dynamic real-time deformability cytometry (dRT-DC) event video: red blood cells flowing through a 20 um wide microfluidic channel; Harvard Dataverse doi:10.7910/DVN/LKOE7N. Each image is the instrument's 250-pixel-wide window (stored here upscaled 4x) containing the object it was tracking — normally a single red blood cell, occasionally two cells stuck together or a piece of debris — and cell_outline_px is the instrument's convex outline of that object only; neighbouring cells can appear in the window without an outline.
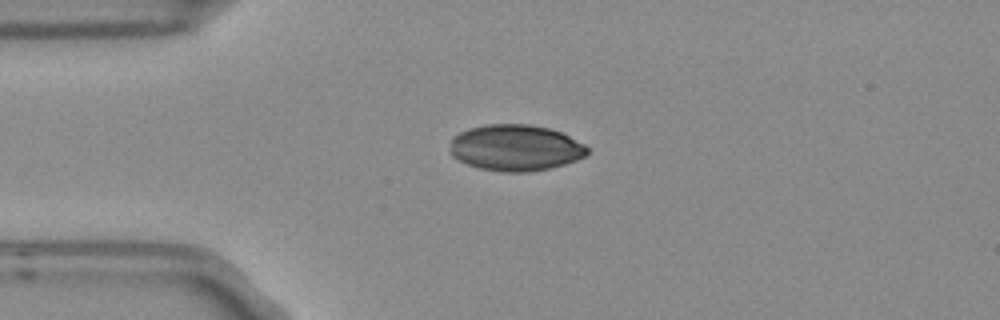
{"species": "Egyptian fruit bat (a non-hibernating species)", "species_latin": "Rousettus aegyptiacus", "temperature_condition": "room temperature", "stored_images_in_passage": 1, "camera_frame_rate_fps": 3000, "um_per_image_px": 0.085, "frame": {"image": 1, "passage_image": 1, "time_ms": 0.0, "image_size_px": [1000, 320], "cell_outline_px": [[588, 152], [584, 156], [576, 160], [564, 164], [548, 168], [528, 172], [504, 172], [480, 168], [468, 164], [452, 156], [448, 152], [452, 136], [460, 132], [472, 128], [488, 124], [528, 124], [548, 128], [560, 132], [584, 144], [588, 148]], "centroid_in_image_um": [43.78, 12.56], "position_along_channel_um": 41.2, "area_um2": 36.82}}